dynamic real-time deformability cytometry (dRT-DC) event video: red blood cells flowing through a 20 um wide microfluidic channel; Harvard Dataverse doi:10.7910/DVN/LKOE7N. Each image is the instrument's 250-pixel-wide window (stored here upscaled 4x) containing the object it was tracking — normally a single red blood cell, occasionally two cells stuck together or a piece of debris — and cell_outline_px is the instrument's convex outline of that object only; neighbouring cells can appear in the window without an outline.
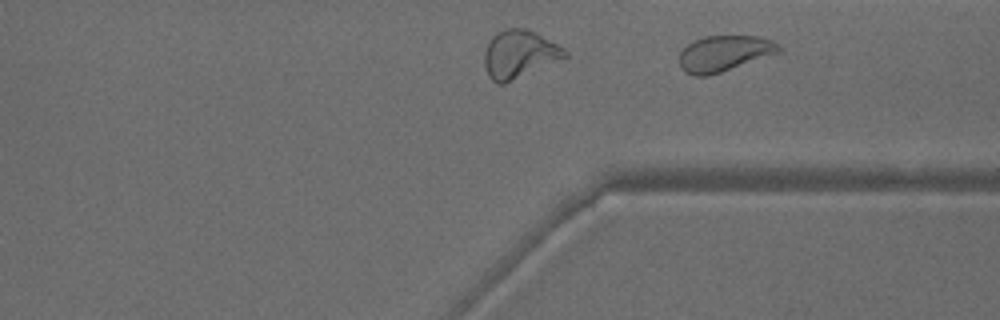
{"species": "common noctule bat (a hibernating species)", "species_latin": "Nyctalus noctula", "temperature_condition": "warm", "stored_images_in_passage": 28, "camera_frame_rate_fps": 3000, "um_per_image_px": 0.085, "animal": {"sex": "male", "body_mass_g": 18.8}, "frame": {"image": 1, "passage_image": 28, "time_ms": 9.0, "image_size_px": [1000, 320], "cell_outline_px": [[784, 48], [780, 52], [708, 76], [696, 76], [684, 72], [680, 68], [680, 52], [688, 44], [704, 36], [760, 36], [772, 40], [780, 44]], "centroid_in_image_um": [61.58, 4.53], "position_along_channel_um": 349.8, "area_um2": 20.75}}